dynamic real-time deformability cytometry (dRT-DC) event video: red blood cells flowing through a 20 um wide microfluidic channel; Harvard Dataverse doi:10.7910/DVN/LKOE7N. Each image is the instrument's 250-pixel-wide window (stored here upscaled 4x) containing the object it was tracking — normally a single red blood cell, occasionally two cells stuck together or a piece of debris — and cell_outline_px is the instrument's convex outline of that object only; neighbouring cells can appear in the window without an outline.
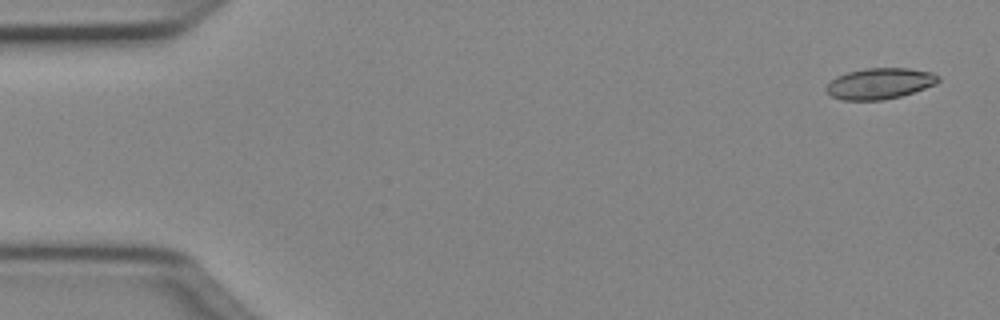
{"species": "Egyptian fruit bat (a non-hibernating species)", "species_latin": "Rousettus aegyptiacus", "temperature_condition": "cold", "stored_images_in_passage": 49, "camera_frame_rate_fps": 3000, "um_per_image_px": 0.085, "animal": {"sex": "female"}, "frame": {"image": 1, "passage_image": 1, "time_ms": 0.0, "image_size_px": [1000, 320], "cell_outline_px": [[940, 80], [936, 84], [900, 96], [884, 100], [840, 100], [832, 96], [824, 88], [836, 76], [848, 72], [864, 68], [908, 68], [932, 72], [940, 76]], "centroid_in_image_um": [74.78, 7.09], "position_along_channel_um": 10.2, "area_um2": 20.23}}
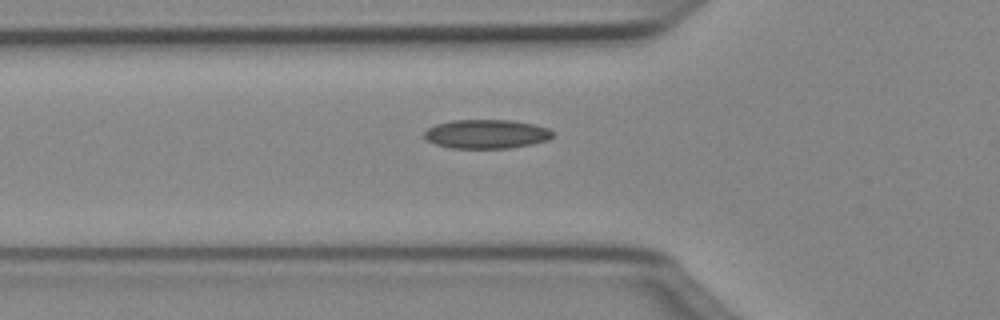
{"frame": {"image": 2, "passage_image": 16, "time_ms": 5.0, "image_size_px": [1000, 320], "cell_outline_px": [[552, 136], [548, 140], [532, 144], [512, 148], [452, 148], [436, 144], [428, 140], [424, 136], [424, 132], [428, 128], [436, 124], [452, 120], [512, 120], [532, 124], [548, 128], [552, 132]], "centroid_in_image_um": [41.35, 11.39], "position_along_channel_um": 84.5, "area_um2": 21.62}}
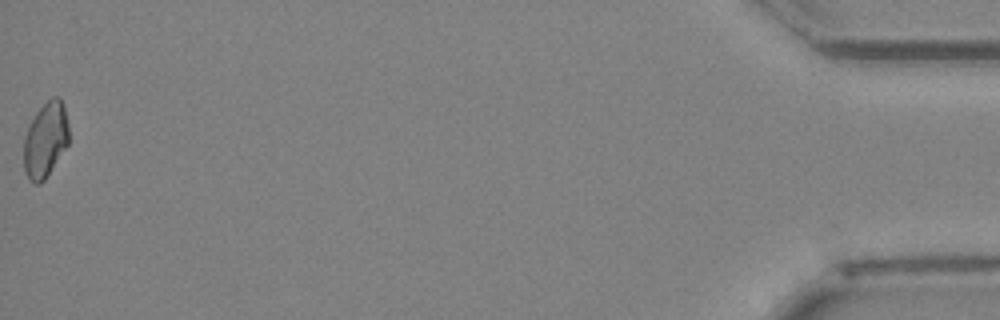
{"frame": {"image": 3, "passage_image": 49, "time_ms": 16.0, "image_size_px": [1000, 320], "cell_outline_px": [[68, 144], [44, 180], [40, 184], [36, 184], [28, 180], [24, 172], [24, 136], [28, 124], [36, 112], [52, 96], [60, 96], [64, 104], [68, 124]], "centroid_in_image_um": [3.85, 11.87], "position_along_channel_um": 431.4, "area_um2": 19.94}, "authors_computed_cell_mechanics": {"area_um2": 20.3456, "velocity_mm_per_s": 4.0409, "shape_relaxation_time_tau1_ms": null, "shape_relaxation_time_tau2_ms": 10.631, "deformation_change_tau1": null, "deformation_change_tau2": 0.1638}}